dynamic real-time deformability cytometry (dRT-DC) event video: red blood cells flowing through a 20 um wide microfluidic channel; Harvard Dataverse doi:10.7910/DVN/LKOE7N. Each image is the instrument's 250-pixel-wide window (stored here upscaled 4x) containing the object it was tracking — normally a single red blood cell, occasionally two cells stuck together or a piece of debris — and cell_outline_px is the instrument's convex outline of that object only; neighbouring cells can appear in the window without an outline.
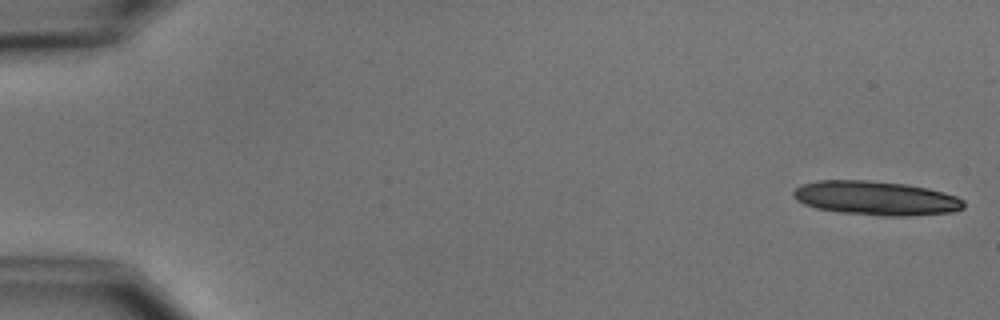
{"species": "common noctule bat (a hibernating species)", "species_latin": "Nyctalus noctula", "temperature_condition": "cold", "stored_images_in_passage": 5, "camera_frame_rate_fps": 3000, "um_per_image_px": 0.085, "animal": {"sex": "male", "body_mass_g": 15.6}, "frame": {"image": 1, "passage_image": 1, "time_ms": 0.0, "image_size_px": [1000, 320], "cell_outline_px": [[964, 208], [952, 212], [908, 216], [880, 216], [840, 212], [816, 208], [804, 204], [796, 200], [792, 196], [792, 192], [800, 184], [816, 180], [868, 180], [908, 184], [928, 188], [944, 192], [956, 196], [964, 200]], "centroid_in_image_um": [74.44, 16.84], "position_along_channel_um": 10.6, "area_um2": 34.22}}